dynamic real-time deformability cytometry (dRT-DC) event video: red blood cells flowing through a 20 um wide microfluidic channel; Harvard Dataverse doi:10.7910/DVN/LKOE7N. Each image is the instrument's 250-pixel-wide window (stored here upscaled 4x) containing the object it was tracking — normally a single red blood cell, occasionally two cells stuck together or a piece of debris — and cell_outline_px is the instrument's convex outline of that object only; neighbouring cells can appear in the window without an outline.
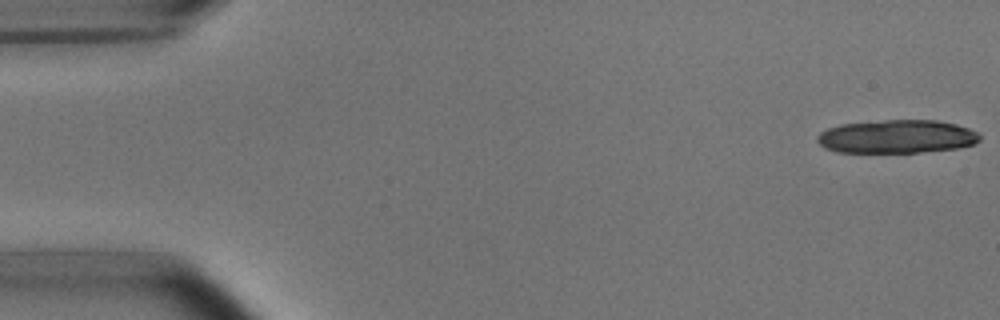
{"species": "common noctule bat (a hibernating species)", "species_latin": "Nyctalus noctula", "temperature_condition": "room temperature", "stored_images_in_passage": 6, "camera_frame_rate_fps": 3000, "um_per_image_px": 0.085, "animal": {"sex": "male", "body_mass_g": 15.6}, "frame": {"image": 1, "passage_image": 1, "time_ms": 0.0, "image_size_px": [1000, 320], "cell_outline_px": [[980, 140], [976, 144], [956, 148], [916, 152], [836, 152], [824, 148], [816, 140], [816, 136], [820, 132], [828, 128], [840, 124], [884, 120], [936, 120], [956, 124], [968, 128], [976, 132], [980, 136]], "centroid_in_image_um": [76.2, 11.6], "position_along_channel_um": 8.8, "area_um2": 31.62}}